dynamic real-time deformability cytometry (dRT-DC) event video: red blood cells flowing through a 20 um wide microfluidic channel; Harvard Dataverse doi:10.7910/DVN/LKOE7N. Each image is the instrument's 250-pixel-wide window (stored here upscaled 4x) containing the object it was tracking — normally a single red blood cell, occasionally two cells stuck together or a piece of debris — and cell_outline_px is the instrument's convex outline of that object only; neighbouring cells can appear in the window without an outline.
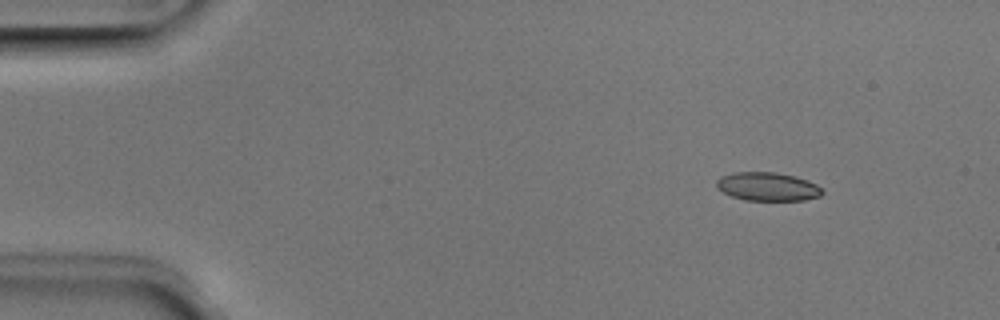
{"species": "Egyptian fruit bat (a non-hibernating species)", "species_latin": "Rousettus aegyptiacus", "temperature_condition": "room temperature", "stored_images_in_passage": 3, "camera_frame_rate_fps": 3000, "um_per_image_px": 0.085, "animal": {"sex": "male"}, "frame": {"image": 1, "passage_image": 1, "time_ms": 0.0, "image_size_px": [1000, 320], "cell_outline_px": [[824, 192], [820, 196], [804, 200], [744, 200], [732, 196], [716, 188], [716, 180], [720, 176], [736, 172], [776, 172], [796, 176], [808, 180], [816, 184]], "centroid_in_image_um": [65.24, 15.85], "position_along_channel_um": 19.8, "area_um2": 17.63}}